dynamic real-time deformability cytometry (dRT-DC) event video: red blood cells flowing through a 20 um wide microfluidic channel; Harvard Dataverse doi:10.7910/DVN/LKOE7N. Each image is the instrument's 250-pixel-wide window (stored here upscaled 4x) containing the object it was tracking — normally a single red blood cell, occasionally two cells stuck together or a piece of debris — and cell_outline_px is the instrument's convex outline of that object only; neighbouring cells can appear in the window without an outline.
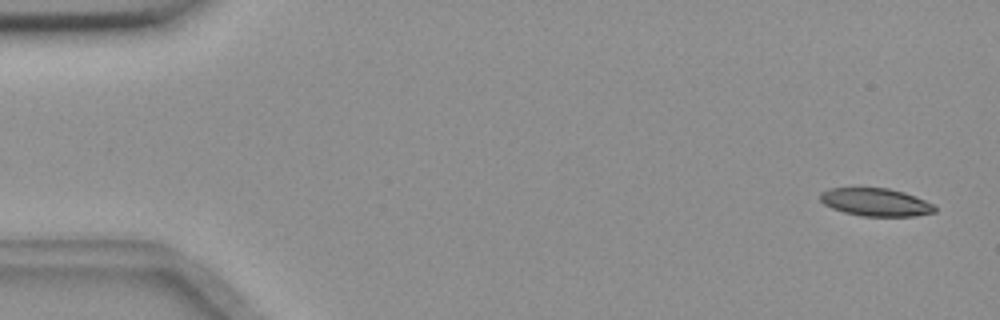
{"species": "common noctule bat (a hibernating species)", "species_latin": "Nyctalus noctula", "temperature_condition": "room temperature", "stored_images_in_passage": 5, "camera_frame_rate_fps": 3000, "um_per_image_px": 0.085, "animal": {"sex": "female", "body_mass_g": 18.4}, "frame": {"image": 1, "passage_image": 5, "time_ms": 1.333, "image_size_px": [1000, 320], "cell_outline_px": [[936, 212], [916, 216], [860, 216], [844, 212], [832, 208], [824, 204], [820, 200], [820, 192], [828, 188], [888, 188], [904, 192], [916, 196], [932, 204], [936, 208]], "centroid_in_image_um": [74.43, 17.18], "position_along_channel_um": 10.6, "area_um2": 18.67}}